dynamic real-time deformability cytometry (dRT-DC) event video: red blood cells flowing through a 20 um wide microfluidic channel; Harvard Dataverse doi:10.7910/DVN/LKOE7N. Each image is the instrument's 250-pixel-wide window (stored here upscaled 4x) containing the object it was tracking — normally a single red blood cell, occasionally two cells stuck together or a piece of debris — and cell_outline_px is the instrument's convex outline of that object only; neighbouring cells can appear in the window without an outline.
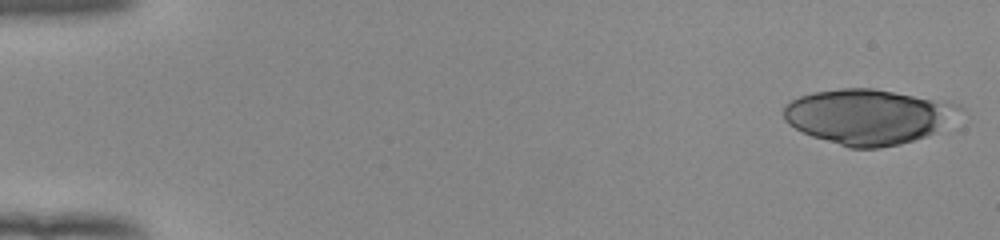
{"species": "human", "species_latin": "Homo sapiens", "temperature_condition": "room temperature", "stored_images_in_passage": 51, "camera_frame_rate_fps": 3000, "um_per_image_px": 0.085, "donor": {"sex": "female"}, "frame": {"image": 1, "passage_image": 1, "time_ms": 0.0, "image_size_px": [1000, 240], "cell_outline_px": [[964, 108], [936, 132], [900, 144], [880, 148], [848, 148], [812, 136], [788, 124], [784, 120], [784, 108], [792, 100], [800, 96], [816, 92], [840, 88], [872, 88], [960, 104]], "centroid_in_image_um": [73.78, 9.91], "position_along_channel_um": 11.2, "area_um2": 55.89}}
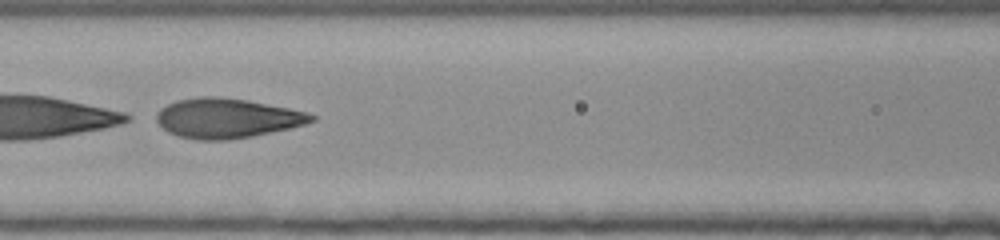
{"frame": {"image": 2, "passage_image": 24, "time_ms": 7.667, "image_size_px": [1000, 240], "cell_outline_px": [[316, 120], [304, 124], [288, 128], [252, 136], [228, 140], [196, 140], [180, 136], [168, 132], [156, 120], [156, 112], [160, 108], [176, 100], [200, 96], [216, 96], [248, 100], [308, 112], [316, 116]], "centroid_in_image_um": [19.27, 10.04], "position_along_channel_um": 147.3, "area_um2": 35.78}}
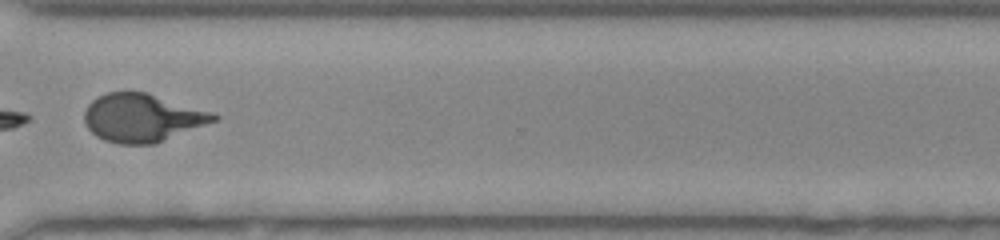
{"frame": {"image": 3, "passage_image": 40, "time_ms": 13.0, "image_size_px": [1000, 240], "cell_outline_px": [[220, 116], [216, 120], [156, 144], [120, 144], [104, 140], [96, 136], [88, 128], [84, 120], [84, 112], [88, 104], [96, 96], [108, 92], [148, 92], [216, 112]], "centroid_in_image_um": [12.11, 10.0], "position_along_channel_um": 358.5, "area_um2": 36.65}}